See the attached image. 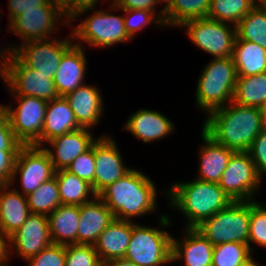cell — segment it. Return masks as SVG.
<instances>
[{
    "label": "cell",
    "instance_id": "obj_1",
    "mask_svg": "<svg viewBox=\"0 0 266 266\" xmlns=\"http://www.w3.org/2000/svg\"><path fill=\"white\" fill-rule=\"evenodd\" d=\"M206 116L201 129L216 143L234 152H247L264 129L260 108L233 101Z\"/></svg>",
    "mask_w": 266,
    "mask_h": 266
},
{
    "label": "cell",
    "instance_id": "obj_2",
    "mask_svg": "<svg viewBox=\"0 0 266 266\" xmlns=\"http://www.w3.org/2000/svg\"><path fill=\"white\" fill-rule=\"evenodd\" d=\"M156 192L152 179L132 168L98 196L114 214L115 219L132 221L135 217L155 211L158 195Z\"/></svg>",
    "mask_w": 266,
    "mask_h": 266
},
{
    "label": "cell",
    "instance_id": "obj_3",
    "mask_svg": "<svg viewBox=\"0 0 266 266\" xmlns=\"http://www.w3.org/2000/svg\"><path fill=\"white\" fill-rule=\"evenodd\" d=\"M164 193L170 199L169 206L179 209L185 215V228H195L232 202L218 183L196 178L193 181L174 183Z\"/></svg>",
    "mask_w": 266,
    "mask_h": 266
},
{
    "label": "cell",
    "instance_id": "obj_4",
    "mask_svg": "<svg viewBox=\"0 0 266 266\" xmlns=\"http://www.w3.org/2000/svg\"><path fill=\"white\" fill-rule=\"evenodd\" d=\"M237 73L232 56L212 59L202 70L196 86V105L207 115L233 101Z\"/></svg>",
    "mask_w": 266,
    "mask_h": 266
},
{
    "label": "cell",
    "instance_id": "obj_5",
    "mask_svg": "<svg viewBox=\"0 0 266 266\" xmlns=\"http://www.w3.org/2000/svg\"><path fill=\"white\" fill-rule=\"evenodd\" d=\"M2 50H0V76L12 96H32L46 102L59 96L51 74L40 73L25 65L9 46Z\"/></svg>",
    "mask_w": 266,
    "mask_h": 266
},
{
    "label": "cell",
    "instance_id": "obj_6",
    "mask_svg": "<svg viewBox=\"0 0 266 266\" xmlns=\"http://www.w3.org/2000/svg\"><path fill=\"white\" fill-rule=\"evenodd\" d=\"M250 201H232L195 229L214 246L238 242L249 246Z\"/></svg>",
    "mask_w": 266,
    "mask_h": 266
},
{
    "label": "cell",
    "instance_id": "obj_7",
    "mask_svg": "<svg viewBox=\"0 0 266 266\" xmlns=\"http://www.w3.org/2000/svg\"><path fill=\"white\" fill-rule=\"evenodd\" d=\"M109 7L111 8H109V12L104 9H96L93 14L83 19L75 27L69 23L73 29L71 33L74 41L79 39L91 47L103 49L131 40L132 38L125 29L124 17L111 13L113 10H118V7L112 3Z\"/></svg>",
    "mask_w": 266,
    "mask_h": 266
},
{
    "label": "cell",
    "instance_id": "obj_8",
    "mask_svg": "<svg viewBox=\"0 0 266 266\" xmlns=\"http://www.w3.org/2000/svg\"><path fill=\"white\" fill-rule=\"evenodd\" d=\"M171 254V233L132 222V236L125 259L140 266H164L172 263Z\"/></svg>",
    "mask_w": 266,
    "mask_h": 266
},
{
    "label": "cell",
    "instance_id": "obj_9",
    "mask_svg": "<svg viewBox=\"0 0 266 266\" xmlns=\"http://www.w3.org/2000/svg\"><path fill=\"white\" fill-rule=\"evenodd\" d=\"M62 18H65L63 22L60 20ZM60 24L70 25L69 17L61 5L49 0L38 9L25 10L24 13L15 16L7 25L9 32L17 35L23 44L50 38L57 30L56 25Z\"/></svg>",
    "mask_w": 266,
    "mask_h": 266
},
{
    "label": "cell",
    "instance_id": "obj_10",
    "mask_svg": "<svg viewBox=\"0 0 266 266\" xmlns=\"http://www.w3.org/2000/svg\"><path fill=\"white\" fill-rule=\"evenodd\" d=\"M18 105H3L16 138L23 145L42 147V130L47 103L37 97L13 96Z\"/></svg>",
    "mask_w": 266,
    "mask_h": 266
},
{
    "label": "cell",
    "instance_id": "obj_11",
    "mask_svg": "<svg viewBox=\"0 0 266 266\" xmlns=\"http://www.w3.org/2000/svg\"><path fill=\"white\" fill-rule=\"evenodd\" d=\"M180 27L185 28L191 42L214 56V59L232 56L236 26L209 18H199L186 21Z\"/></svg>",
    "mask_w": 266,
    "mask_h": 266
},
{
    "label": "cell",
    "instance_id": "obj_12",
    "mask_svg": "<svg viewBox=\"0 0 266 266\" xmlns=\"http://www.w3.org/2000/svg\"><path fill=\"white\" fill-rule=\"evenodd\" d=\"M262 180L248 152H234L218 185L232 201H254Z\"/></svg>",
    "mask_w": 266,
    "mask_h": 266
},
{
    "label": "cell",
    "instance_id": "obj_13",
    "mask_svg": "<svg viewBox=\"0 0 266 266\" xmlns=\"http://www.w3.org/2000/svg\"><path fill=\"white\" fill-rule=\"evenodd\" d=\"M22 190V195L27 196L34 193L35 190L45 181L51 179L55 175V169L50 160L48 153L43 147L35 145H23L17 154L15 167L13 170L10 185H14L18 179Z\"/></svg>",
    "mask_w": 266,
    "mask_h": 266
},
{
    "label": "cell",
    "instance_id": "obj_14",
    "mask_svg": "<svg viewBox=\"0 0 266 266\" xmlns=\"http://www.w3.org/2000/svg\"><path fill=\"white\" fill-rule=\"evenodd\" d=\"M69 35L70 37L62 40L48 38L25 42L21 45L11 44L10 47L25 65L54 77L63 55L75 44L72 33Z\"/></svg>",
    "mask_w": 266,
    "mask_h": 266
},
{
    "label": "cell",
    "instance_id": "obj_15",
    "mask_svg": "<svg viewBox=\"0 0 266 266\" xmlns=\"http://www.w3.org/2000/svg\"><path fill=\"white\" fill-rule=\"evenodd\" d=\"M94 155L96 165L94 193L96 195L132 169L124 165L116 141L109 135L97 137L94 142Z\"/></svg>",
    "mask_w": 266,
    "mask_h": 266
},
{
    "label": "cell",
    "instance_id": "obj_16",
    "mask_svg": "<svg viewBox=\"0 0 266 266\" xmlns=\"http://www.w3.org/2000/svg\"><path fill=\"white\" fill-rule=\"evenodd\" d=\"M52 243L48 217L31 213L10 236V251L27 261Z\"/></svg>",
    "mask_w": 266,
    "mask_h": 266
},
{
    "label": "cell",
    "instance_id": "obj_17",
    "mask_svg": "<svg viewBox=\"0 0 266 266\" xmlns=\"http://www.w3.org/2000/svg\"><path fill=\"white\" fill-rule=\"evenodd\" d=\"M96 140L90 129L79 128L53 138L47 142L50 147L48 148L44 145L43 149L48 153L55 171H58L67 169Z\"/></svg>",
    "mask_w": 266,
    "mask_h": 266
},
{
    "label": "cell",
    "instance_id": "obj_18",
    "mask_svg": "<svg viewBox=\"0 0 266 266\" xmlns=\"http://www.w3.org/2000/svg\"><path fill=\"white\" fill-rule=\"evenodd\" d=\"M75 44L63 55L54 75V85L59 96H66L70 92L85 84L84 77L87 69L83 43Z\"/></svg>",
    "mask_w": 266,
    "mask_h": 266
},
{
    "label": "cell",
    "instance_id": "obj_19",
    "mask_svg": "<svg viewBox=\"0 0 266 266\" xmlns=\"http://www.w3.org/2000/svg\"><path fill=\"white\" fill-rule=\"evenodd\" d=\"M182 240L172 236V262L184 260V266H212L214 245L195 228H185Z\"/></svg>",
    "mask_w": 266,
    "mask_h": 266
},
{
    "label": "cell",
    "instance_id": "obj_20",
    "mask_svg": "<svg viewBox=\"0 0 266 266\" xmlns=\"http://www.w3.org/2000/svg\"><path fill=\"white\" fill-rule=\"evenodd\" d=\"M114 219V214L98 195L80 205L77 244L94 245L100 234Z\"/></svg>",
    "mask_w": 266,
    "mask_h": 266
},
{
    "label": "cell",
    "instance_id": "obj_21",
    "mask_svg": "<svg viewBox=\"0 0 266 266\" xmlns=\"http://www.w3.org/2000/svg\"><path fill=\"white\" fill-rule=\"evenodd\" d=\"M143 143H152L173 133L175 127L168 117L156 110L140 109L125 121L124 128Z\"/></svg>",
    "mask_w": 266,
    "mask_h": 266
},
{
    "label": "cell",
    "instance_id": "obj_22",
    "mask_svg": "<svg viewBox=\"0 0 266 266\" xmlns=\"http://www.w3.org/2000/svg\"><path fill=\"white\" fill-rule=\"evenodd\" d=\"M81 128L93 129L103 115L104 103L99 88L83 84L65 96Z\"/></svg>",
    "mask_w": 266,
    "mask_h": 266
},
{
    "label": "cell",
    "instance_id": "obj_23",
    "mask_svg": "<svg viewBox=\"0 0 266 266\" xmlns=\"http://www.w3.org/2000/svg\"><path fill=\"white\" fill-rule=\"evenodd\" d=\"M132 236V221L114 219L100 234L94 248L103 263L124 258Z\"/></svg>",
    "mask_w": 266,
    "mask_h": 266
},
{
    "label": "cell",
    "instance_id": "obj_24",
    "mask_svg": "<svg viewBox=\"0 0 266 266\" xmlns=\"http://www.w3.org/2000/svg\"><path fill=\"white\" fill-rule=\"evenodd\" d=\"M10 184L0 185V230L13 235L31 214L27 197Z\"/></svg>",
    "mask_w": 266,
    "mask_h": 266
},
{
    "label": "cell",
    "instance_id": "obj_25",
    "mask_svg": "<svg viewBox=\"0 0 266 266\" xmlns=\"http://www.w3.org/2000/svg\"><path fill=\"white\" fill-rule=\"evenodd\" d=\"M203 145L199 151V172L196 179L218 183L225 171L229 159L234 151L216 143L210 136L201 130Z\"/></svg>",
    "mask_w": 266,
    "mask_h": 266
},
{
    "label": "cell",
    "instance_id": "obj_26",
    "mask_svg": "<svg viewBox=\"0 0 266 266\" xmlns=\"http://www.w3.org/2000/svg\"><path fill=\"white\" fill-rule=\"evenodd\" d=\"M81 128L74 112L64 96H58L47 103L42 130V147L57 136Z\"/></svg>",
    "mask_w": 266,
    "mask_h": 266
},
{
    "label": "cell",
    "instance_id": "obj_27",
    "mask_svg": "<svg viewBox=\"0 0 266 266\" xmlns=\"http://www.w3.org/2000/svg\"><path fill=\"white\" fill-rule=\"evenodd\" d=\"M47 217L54 244H77L80 206L60 205Z\"/></svg>",
    "mask_w": 266,
    "mask_h": 266
},
{
    "label": "cell",
    "instance_id": "obj_28",
    "mask_svg": "<svg viewBox=\"0 0 266 266\" xmlns=\"http://www.w3.org/2000/svg\"><path fill=\"white\" fill-rule=\"evenodd\" d=\"M232 58L237 77L266 72V49L256 43L235 37Z\"/></svg>",
    "mask_w": 266,
    "mask_h": 266
},
{
    "label": "cell",
    "instance_id": "obj_29",
    "mask_svg": "<svg viewBox=\"0 0 266 266\" xmlns=\"http://www.w3.org/2000/svg\"><path fill=\"white\" fill-rule=\"evenodd\" d=\"M23 144L16 138L9 118L3 110L0 113V185L10 184L15 161Z\"/></svg>",
    "mask_w": 266,
    "mask_h": 266
},
{
    "label": "cell",
    "instance_id": "obj_30",
    "mask_svg": "<svg viewBox=\"0 0 266 266\" xmlns=\"http://www.w3.org/2000/svg\"><path fill=\"white\" fill-rule=\"evenodd\" d=\"M61 205L80 206L92 200L96 194L92 186L66 169L55 171Z\"/></svg>",
    "mask_w": 266,
    "mask_h": 266
},
{
    "label": "cell",
    "instance_id": "obj_31",
    "mask_svg": "<svg viewBox=\"0 0 266 266\" xmlns=\"http://www.w3.org/2000/svg\"><path fill=\"white\" fill-rule=\"evenodd\" d=\"M211 0H171L164 9V27L179 28L184 22L207 18Z\"/></svg>",
    "mask_w": 266,
    "mask_h": 266
},
{
    "label": "cell",
    "instance_id": "obj_32",
    "mask_svg": "<svg viewBox=\"0 0 266 266\" xmlns=\"http://www.w3.org/2000/svg\"><path fill=\"white\" fill-rule=\"evenodd\" d=\"M233 102L261 109L266 104V72L237 77Z\"/></svg>",
    "mask_w": 266,
    "mask_h": 266
},
{
    "label": "cell",
    "instance_id": "obj_33",
    "mask_svg": "<svg viewBox=\"0 0 266 266\" xmlns=\"http://www.w3.org/2000/svg\"><path fill=\"white\" fill-rule=\"evenodd\" d=\"M236 37L266 49V3L258 2L236 25Z\"/></svg>",
    "mask_w": 266,
    "mask_h": 266
},
{
    "label": "cell",
    "instance_id": "obj_34",
    "mask_svg": "<svg viewBox=\"0 0 266 266\" xmlns=\"http://www.w3.org/2000/svg\"><path fill=\"white\" fill-rule=\"evenodd\" d=\"M257 3L258 0H211L207 18L236 26Z\"/></svg>",
    "mask_w": 266,
    "mask_h": 266
},
{
    "label": "cell",
    "instance_id": "obj_35",
    "mask_svg": "<svg viewBox=\"0 0 266 266\" xmlns=\"http://www.w3.org/2000/svg\"><path fill=\"white\" fill-rule=\"evenodd\" d=\"M31 213L48 216L61 205L55 176L41 184L34 193L26 196Z\"/></svg>",
    "mask_w": 266,
    "mask_h": 266
},
{
    "label": "cell",
    "instance_id": "obj_36",
    "mask_svg": "<svg viewBox=\"0 0 266 266\" xmlns=\"http://www.w3.org/2000/svg\"><path fill=\"white\" fill-rule=\"evenodd\" d=\"M252 253L248 244L228 242L215 245L212 266H241Z\"/></svg>",
    "mask_w": 266,
    "mask_h": 266
},
{
    "label": "cell",
    "instance_id": "obj_37",
    "mask_svg": "<svg viewBox=\"0 0 266 266\" xmlns=\"http://www.w3.org/2000/svg\"><path fill=\"white\" fill-rule=\"evenodd\" d=\"M125 12L124 17L125 29L128 35L133 39L135 35L144 27L155 24L160 27H164V9L160 10V13L155 14L149 10L129 9L122 10L118 8V11Z\"/></svg>",
    "mask_w": 266,
    "mask_h": 266
},
{
    "label": "cell",
    "instance_id": "obj_38",
    "mask_svg": "<svg viewBox=\"0 0 266 266\" xmlns=\"http://www.w3.org/2000/svg\"><path fill=\"white\" fill-rule=\"evenodd\" d=\"M257 244L266 248V205L250 201L249 219V249L251 253L255 250L250 244Z\"/></svg>",
    "mask_w": 266,
    "mask_h": 266
},
{
    "label": "cell",
    "instance_id": "obj_39",
    "mask_svg": "<svg viewBox=\"0 0 266 266\" xmlns=\"http://www.w3.org/2000/svg\"><path fill=\"white\" fill-rule=\"evenodd\" d=\"M65 266H103L94 245H66Z\"/></svg>",
    "mask_w": 266,
    "mask_h": 266
},
{
    "label": "cell",
    "instance_id": "obj_40",
    "mask_svg": "<svg viewBox=\"0 0 266 266\" xmlns=\"http://www.w3.org/2000/svg\"><path fill=\"white\" fill-rule=\"evenodd\" d=\"M95 155L94 143L92 146L80 154L66 169L67 171L76 174L80 179L86 181L92 186L94 191V176H95Z\"/></svg>",
    "mask_w": 266,
    "mask_h": 266
},
{
    "label": "cell",
    "instance_id": "obj_41",
    "mask_svg": "<svg viewBox=\"0 0 266 266\" xmlns=\"http://www.w3.org/2000/svg\"><path fill=\"white\" fill-rule=\"evenodd\" d=\"M66 245L50 244L29 258L27 266H65Z\"/></svg>",
    "mask_w": 266,
    "mask_h": 266
},
{
    "label": "cell",
    "instance_id": "obj_42",
    "mask_svg": "<svg viewBox=\"0 0 266 266\" xmlns=\"http://www.w3.org/2000/svg\"><path fill=\"white\" fill-rule=\"evenodd\" d=\"M256 166L259 176L266 174V129H263L254 139L247 151Z\"/></svg>",
    "mask_w": 266,
    "mask_h": 266
},
{
    "label": "cell",
    "instance_id": "obj_43",
    "mask_svg": "<svg viewBox=\"0 0 266 266\" xmlns=\"http://www.w3.org/2000/svg\"><path fill=\"white\" fill-rule=\"evenodd\" d=\"M8 22L15 16L25 12V10L38 9L49 0H8Z\"/></svg>",
    "mask_w": 266,
    "mask_h": 266
},
{
    "label": "cell",
    "instance_id": "obj_44",
    "mask_svg": "<svg viewBox=\"0 0 266 266\" xmlns=\"http://www.w3.org/2000/svg\"><path fill=\"white\" fill-rule=\"evenodd\" d=\"M112 4L122 10H149L154 12L155 14H157V9H155L156 5H159L157 0H112Z\"/></svg>",
    "mask_w": 266,
    "mask_h": 266
},
{
    "label": "cell",
    "instance_id": "obj_45",
    "mask_svg": "<svg viewBox=\"0 0 266 266\" xmlns=\"http://www.w3.org/2000/svg\"><path fill=\"white\" fill-rule=\"evenodd\" d=\"M98 1L101 2L102 0H74V14L69 17V23L76 20V18L81 17V15H84L89 10H94L96 8L95 5L98 4ZM103 1L107 2L108 0Z\"/></svg>",
    "mask_w": 266,
    "mask_h": 266
},
{
    "label": "cell",
    "instance_id": "obj_46",
    "mask_svg": "<svg viewBox=\"0 0 266 266\" xmlns=\"http://www.w3.org/2000/svg\"><path fill=\"white\" fill-rule=\"evenodd\" d=\"M10 237L0 230V266H9Z\"/></svg>",
    "mask_w": 266,
    "mask_h": 266
},
{
    "label": "cell",
    "instance_id": "obj_47",
    "mask_svg": "<svg viewBox=\"0 0 266 266\" xmlns=\"http://www.w3.org/2000/svg\"><path fill=\"white\" fill-rule=\"evenodd\" d=\"M54 2L61 5L68 17L74 14V0H53Z\"/></svg>",
    "mask_w": 266,
    "mask_h": 266
},
{
    "label": "cell",
    "instance_id": "obj_48",
    "mask_svg": "<svg viewBox=\"0 0 266 266\" xmlns=\"http://www.w3.org/2000/svg\"><path fill=\"white\" fill-rule=\"evenodd\" d=\"M103 266H140L125 258L114 259L103 263Z\"/></svg>",
    "mask_w": 266,
    "mask_h": 266
},
{
    "label": "cell",
    "instance_id": "obj_49",
    "mask_svg": "<svg viewBox=\"0 0 266 266\" xmlns=\"http://www.w3.org/2000/svg\"><path fill=\"white\" fill-rule=\"evenodd\" d=\"M241 266H260V264L254 260L253 256H251Z\"/></svg>",
    "mask_w": 266,
    "mask_h": 266
},
{
    "label": "cell",
    "instance_id": "obj_50",
    "mask_svg": "<svg viewBox=\"0 0 266 266\" xmlns=\"http://www.w3.org/2000/svg\"><path fill=\"white\" fill-rule=\"evenodd\" d=\"M261 110H262L263 128L266 129V104L261 108Z\"/></svg>",
    "mask_w": 266,
    "mask_h": 266
},
{
    "label": "cell",
    "instance_id": "obj_51",
    "mask_svg": "<svg viewBox=\"0 0 266 266\" xmlns=\"http://www.w3.org/2000/svg\"><path fill=\"white\" fill-rule=\"evenodd\" d=\"M157 2L159 3V5H161L162 3L164 5L166 3L165 6L163 7V9H165L170 4L171 0H157Z\"/></svg>",
    "mask_w": 266,
    "mask_h": 266
},
{
    "label": "cell",
    "instance_id": "obj_52",
    "mask_svg": "<svg viewBox=\"0 0 266 266\" xmlns=\"http://www.w3.org/2000/svg\"><path fill=\"white\" fill-rule=\"evenodd\" d=\"M3 111V104H0V113Z\"/></svg>",
    "mask_w": 266,
    "mask_h": 266
},
{
    "label": "cell",
    "instance_id": "obj_53",
    "mask_svg": "<svg viewBox=\"0 0 266 266\" xmlns=\"http://www.w3.org/2000/svg\"><path fill=\"white\" fill-rule=\"evenodd\" d=\"M258 2L266 3V0H258Z\"/></svg>",
    "mask_w": 266,
    "mask_h": 266
}]
</instances>
